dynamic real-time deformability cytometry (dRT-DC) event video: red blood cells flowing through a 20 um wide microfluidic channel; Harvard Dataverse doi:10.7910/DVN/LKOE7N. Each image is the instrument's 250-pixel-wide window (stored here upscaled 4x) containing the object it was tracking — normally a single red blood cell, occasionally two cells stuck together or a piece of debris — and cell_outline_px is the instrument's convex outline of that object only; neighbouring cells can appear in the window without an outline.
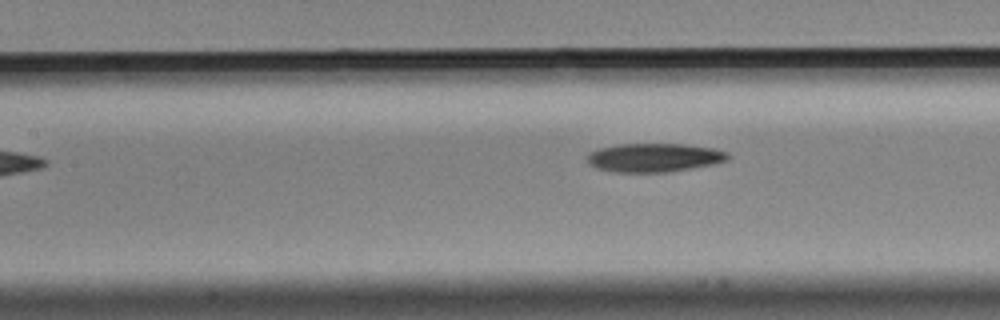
{"species": "Egyptian fruit bat (a non-hibernating species)", "species_latin": "Rousettus aegyptiacus", "temperature_condition": "cold", "stored_images_in_passage": 9, "camera_frame_rate_fps": 3000, "um_per_image_px": 0.085, "animal": {"sex": "male"}, "frame": {"image": 1, "passage_image": 7, "time_ms": 2.0, "image_size_px": [1000, 320], "cell_outline_px": [[732, 156], [728, 160], [712, 164], [692, 168], [668, 172], [612, 172], [596, 168], [588, 164], [588, 152], [600, 148], [620, 144], [684, 144], [712, 148], [728, 152]], "centroid_in_image_um": [55.61, 13.4], "position_along_channel_um": 151.8, "area_um2": 23.58}}
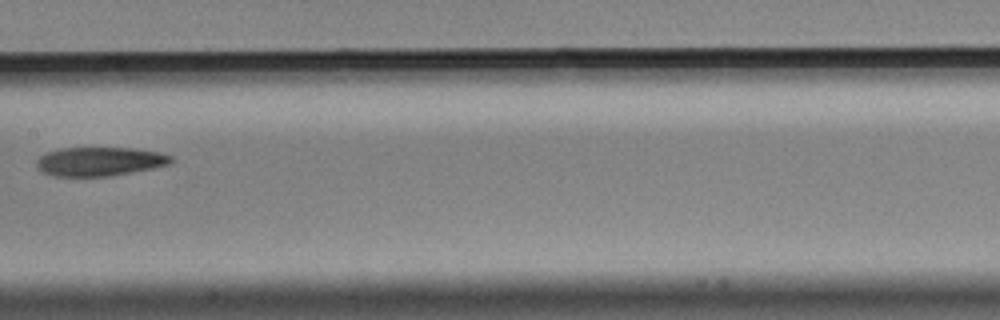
{"frame": {"image": 2, "passage_image": 8, "time_ms": 2.333, "image_size_px": [1000, 320], "cell_outline_px": [[176, 160], [168, 164], [152, 168], [108, 176], [52, 176], [36, 168], [36, 160], [40, 156], [48, 152], [60, 148], [132, 148], [160, 152], [172, 156]], "centroid_in_image_um": [8.46, 13.72], "position_along_channel_um": 198.9, "area_um2": 22.6}}
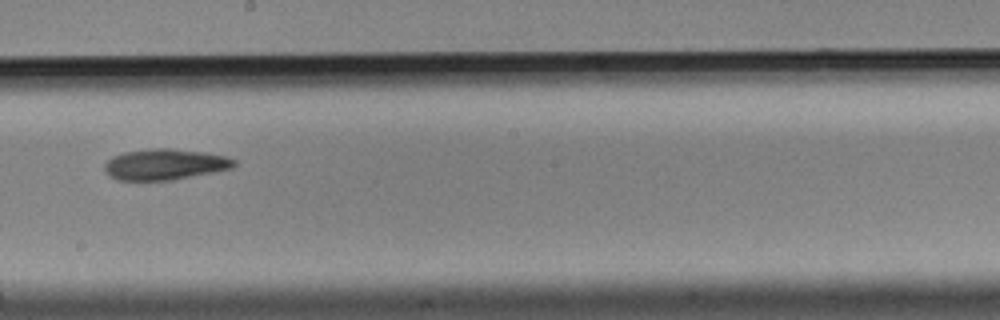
{"frame": {"image": 3, "passage_image": 9, "time_ms": 2.667, "image_size_px": [1000, 320], "cell_outline_px": [[236, 164], [232, 168], [216, 172], [172, 180], [116, 180], [108, 176], [104, 168], [104, 164], [112, 156], [124, 152], [152, 148], [168, 148], [204, 152], [224, 156], [236, 160]], "centroid_in_image_um": [14.0, 13.98], "position_along_channel_um": 234.2, "area_um2": 23.47}}